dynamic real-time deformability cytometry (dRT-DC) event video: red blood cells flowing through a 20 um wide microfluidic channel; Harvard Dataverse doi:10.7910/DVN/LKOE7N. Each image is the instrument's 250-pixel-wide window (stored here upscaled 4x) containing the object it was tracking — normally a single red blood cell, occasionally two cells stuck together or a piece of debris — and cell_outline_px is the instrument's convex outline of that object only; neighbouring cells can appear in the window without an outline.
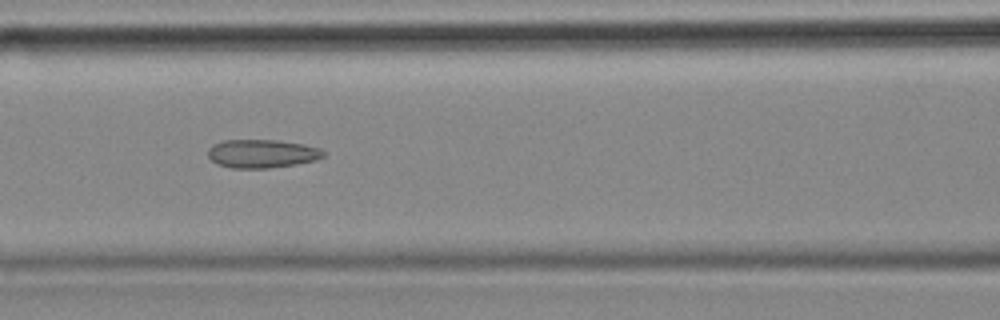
{"species": "common noctule bat (a hibernating species)", "species_latin": "Nyctalus noctula", "temperature_condition": "cold", "stored_images_in_passage": 15, "camera_frame_rate_fps": 3000, "um_per_image_px": 0.085, "animal": {"sex": "female", "body_mass_g": 18.4}, "frame": {"image": 1, "passage_image": 7, "time_ms": 2.0, "image_size_px": [1000, 320], "cell_outline_px": [[324, 156], [316, 160], [296, 164], [268, 168], [232, 168], [216, 164], [208, 156], [208, 148], [212, 144], [224, 140], [276, 140], [304, 144], [320, 148], [324, 152]], "centroid_in_image_um": [22.25, 13.06], "position_along_channel_um": 144.4, "area_um2": 19.19}}
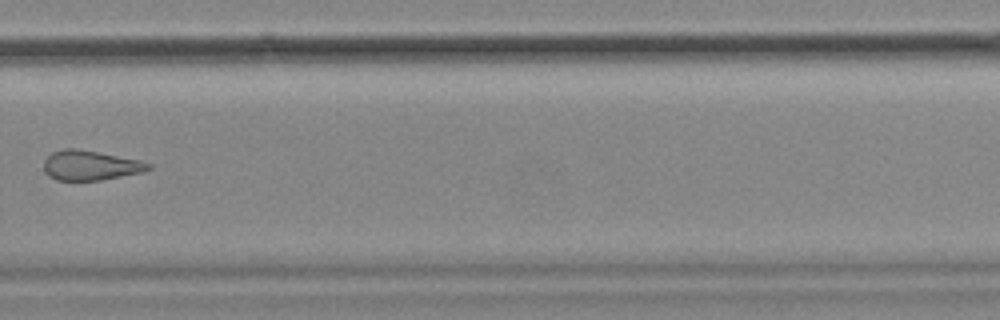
{"frame": {"image": 2, "passage_image": 11, "time_ms": 3.333, "image_size_px": [1000, 320], "cell_outline_px": [[152, 168], [144, 172], [100, 180], [56, 180], [48, 176], [44, 172], [44, 160], [52, 152], [64, 148], [80, 148], [140, 160], [152, 164]], "centroid_in_image_um": [7.68, 14.05], "position_along_channel_um": 322.1, "area_um2": 18.38}}